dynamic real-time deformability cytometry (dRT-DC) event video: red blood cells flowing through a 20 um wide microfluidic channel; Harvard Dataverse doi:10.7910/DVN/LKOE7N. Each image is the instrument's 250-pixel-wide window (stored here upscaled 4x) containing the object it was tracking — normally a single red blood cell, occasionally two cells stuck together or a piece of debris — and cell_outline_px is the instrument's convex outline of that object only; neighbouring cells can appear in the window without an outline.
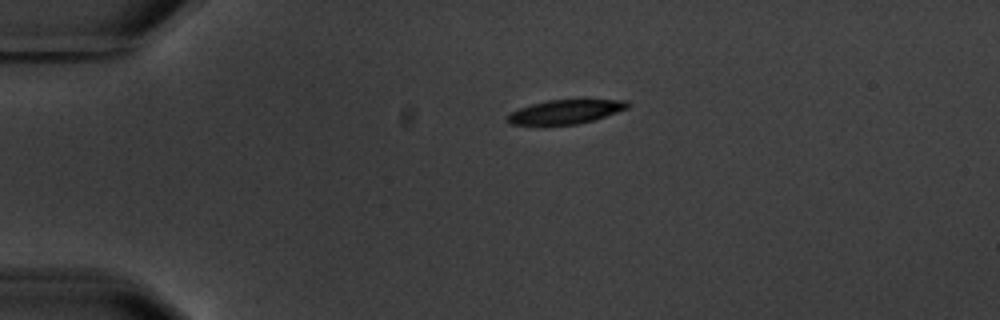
{"species": "common noctule bat (a hibernating species)", "species_latin": "Nyctalus noctula", "temperature_condition": "warm", "stored_images_in_passage": 6, "camera_frame_rate_fps": 3000, "um_per_image_px": 0.085, "animal": {"sex": "male", "body_mass_g": 20.1, "forearm_length_mm": 53.5}, "frame": {"image": 1, "passage_image": 1, "time_ms": 0.0, "image_size_px": [1000, 320], "cell_outline_px": [[632, 104], [628, 108], [592, 120], [576, 124], [544, 128], [540, 128], [508, 124], [508, 116], [512, 112], [520, 108], [532, 104], [548, 100], [628, 100]], "centroid_in_image_um": [47.99, 9.55], "position_along_channel_um": 37.0, "area_um2": 17.4}}
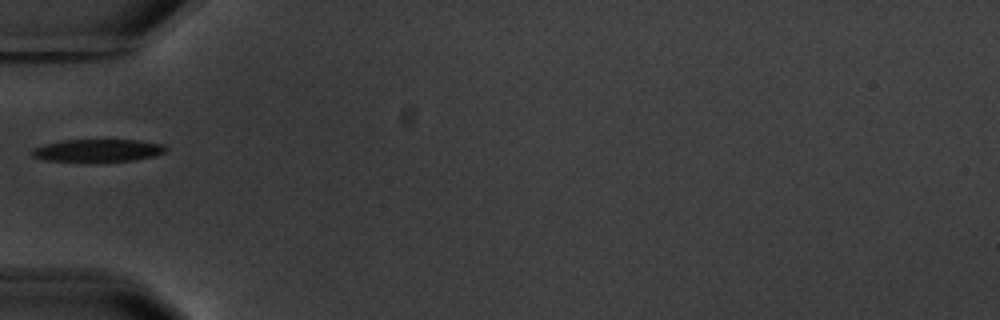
{"frame": {"image": 2, "passage_image": 2, "time_ms": 2.333, "image_size_px": [1000, 320], "cell_outline_px": [[168, 148], [164, 152], [156, 156], [136, 160], [44, 160], [32, 156], [28, 152], [32, 148], [44, 144], [64, 140], [136, 140], [164, 144]], "centroid_in_image_um": [8.31, 12.77], "position_along_channel_um": 76.7, "area_um2": 17.28}}
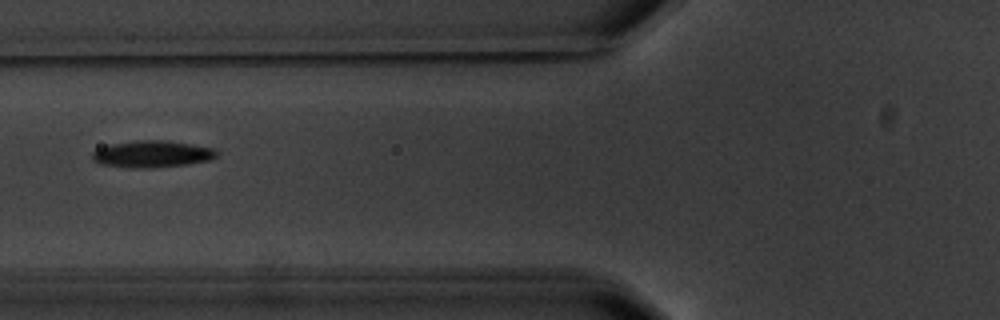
{"frame": {"image": 3, "passage_image": 3, "time_ms": 3.333, "image_size_px": [1000, 320], "cell_outline_px": [[220, 152], [212, 160], [188, 164], [152, 168], [128, 168], [100, 164], [92, 160], [92, 152], [100, 148], [112, 144], [136, 140], [168, 140], [216, 148]], "centroid_in_image_um": [12.98, 13.1], "position_along_channel_um": 112.8, "area_um2": 19.77}}